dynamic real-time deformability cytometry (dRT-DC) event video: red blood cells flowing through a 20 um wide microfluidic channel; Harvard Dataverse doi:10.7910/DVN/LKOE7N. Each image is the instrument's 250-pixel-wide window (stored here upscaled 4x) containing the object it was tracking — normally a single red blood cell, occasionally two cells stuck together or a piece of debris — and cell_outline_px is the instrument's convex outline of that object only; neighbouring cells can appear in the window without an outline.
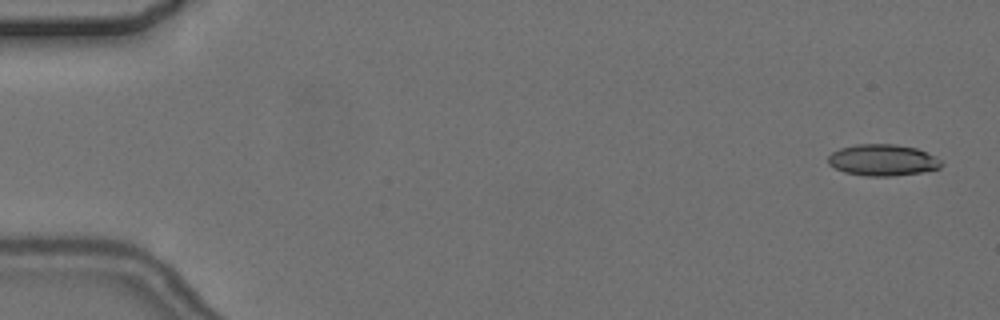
{"species": "common noctule bat (a hibernating species)", "species_latin": "Nyctalus noctula", "temperature_condition": "cold", "stored_images_in_passage": 6, "camera_frame_rate_fps": 3000, "um_per_image_px": 0.085, "animal": {"sex": "female", "body_mass_g": 24.6, "forearm_length_mm": 56.2}, "frame": {"image": 1, "passage_image": 1, "time_ms": 0.0, "image_size_px": [1000, 320], "cell_outline_px": [[944, 164], [940, 168], [920, 172], [892, 176], [864, 176], [844, 172], [828, 164], [828, 156], [832, 152], [840, 148], [856, 144], [896, 144], [916, 148], [936, 156]], "centroid_in_image_um": [75.03, 13.6], "position_along_channel_um": 10.0, "area_um2": 20.81}}